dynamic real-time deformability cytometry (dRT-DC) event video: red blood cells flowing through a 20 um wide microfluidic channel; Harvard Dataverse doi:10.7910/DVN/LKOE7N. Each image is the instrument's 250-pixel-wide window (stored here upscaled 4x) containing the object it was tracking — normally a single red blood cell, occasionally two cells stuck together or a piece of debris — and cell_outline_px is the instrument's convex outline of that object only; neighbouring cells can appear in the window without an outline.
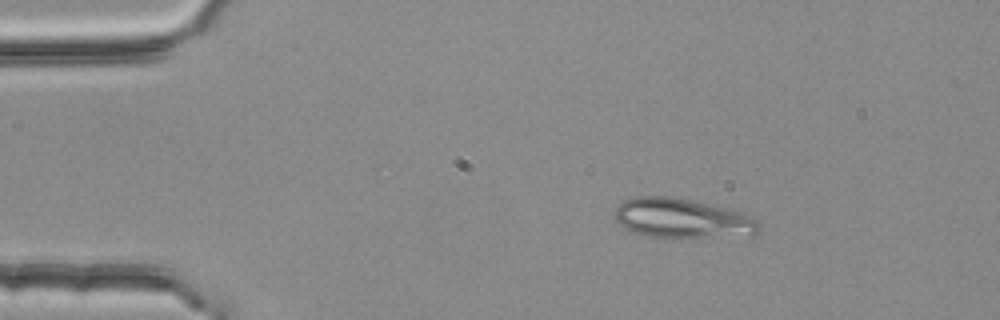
{"species": "common noctule bat (a hibernating species)", "species_latin": "Nyctalus noctula", "temperature_condition": "room temperature", "stored_images_in_passage": 3, "camera_frame_rate_fps": 3000, "um_per_image_px": 0.085, "animal": {"sex": "female", "body_mass_g": 25.1}, "frame": {"image": 1, "passage_image": 1, "time_ms": 0.0, "image_size_px": [1000, 320], "cell_outline_px": [[760, 228], [756, 236], [648, 236], [632, 232], [624, 228], [616, 220], [612, 212], [624, 200], [636, 196], [672, 196], [712, 204], [740, 212], [756, 220], [760, 224]], "centroid_in_image_um": [57.97, 18.54], "position_along_channel_um": 27.0, "area_um2": 33.12}}